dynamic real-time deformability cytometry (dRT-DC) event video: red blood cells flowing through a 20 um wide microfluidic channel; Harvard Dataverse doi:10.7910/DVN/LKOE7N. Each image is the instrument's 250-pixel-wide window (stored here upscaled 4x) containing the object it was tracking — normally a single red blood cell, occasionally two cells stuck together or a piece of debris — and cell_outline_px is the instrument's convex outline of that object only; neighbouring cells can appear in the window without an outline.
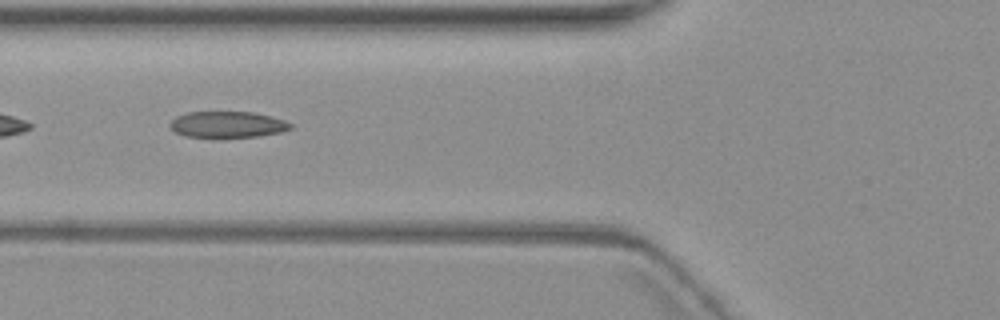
{"species": "common noctule bat (a hibernating species)", "species_latin": "Nyctalus noctula", "temperature_condition": "warm", "stored_images_in_passage": 10, "camera_frame_rate_fps": 3000, "um_per_image_px": 0.085, "animal": {"sex": "female", "body_mass_g": 19.3, "forearm_length_mm": 54.1}, "frame": {"image": 1, "passage_image": 6, "time_ms": 7.333, "image_size_px": [1000, 320], "cell_outline_px": [[292, 128], [280, 132], [260, 136], [216, 140], [212, 140], [184, 136], [176, 132], [168, 124], [176, 116], [188, 112], [252, 112], [284, 120], [292, 124]], "centroid_in_image_um": [19.29, 10.63], "position_along_channel_um": 106.5, "area_um2": 19.13}}
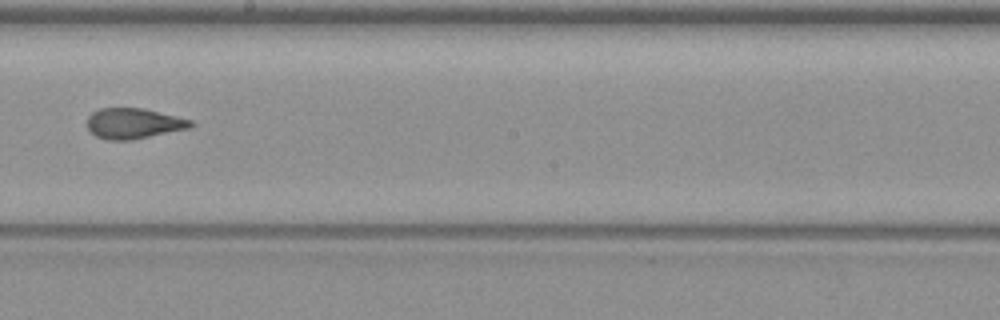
{"frame": {"image": 2, "passage_image": 9, "time_ms": 11.0, "image_size_px": [1000, 320], "cell_outline_px": [[192, 124], [188, 128], [132, 140], [108, 140], [96, 136], [88, 128], [88, 116], [92, 112], [100, 108], [144, 108], [192, 120]], "centroid_in_image_um": [11.33, 10.48], "position_along_channel_um": 236.9, "area_um2": 18.21}}
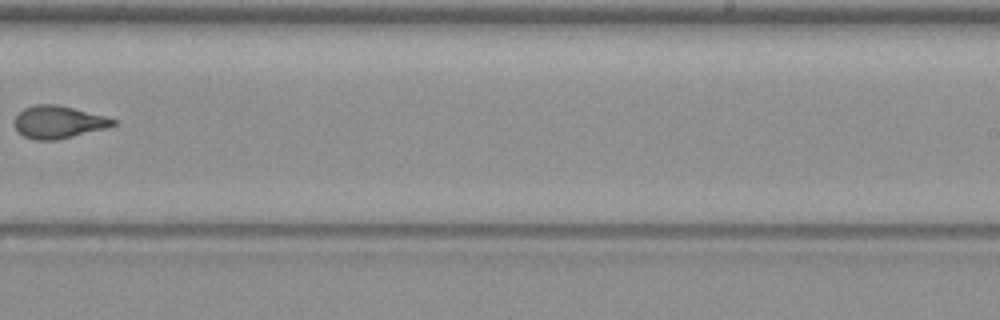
{"frame": {"image": 3, "passage_image": 10, "time_ms": 12.333, "image_size_px": [1000, 320], "cell_outline_px": [[116, 124], [108, 128], [56, 140], [32, 140], [24, 136], [16, 128], [16, 116], [24, 108], [36, 104], [56, 104], [104, 116], [116, 120]], "centroid_in_image_um": [4.97, 10.38], "position_along_channel_um": 284.0, "area_um2": 18.44}}